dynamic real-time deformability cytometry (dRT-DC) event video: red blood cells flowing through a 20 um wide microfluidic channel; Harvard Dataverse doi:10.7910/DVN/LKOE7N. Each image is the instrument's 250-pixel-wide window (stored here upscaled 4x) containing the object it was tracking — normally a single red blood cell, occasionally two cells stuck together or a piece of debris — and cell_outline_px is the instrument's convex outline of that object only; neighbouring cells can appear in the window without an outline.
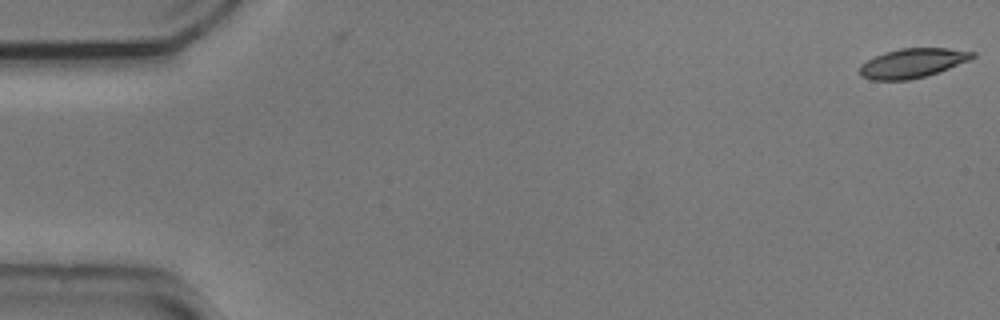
{"species": "common noctule bat (a hibernating species)", "species_latin": "Nyctalus noctula", "temperature_condition": "cold", "stored_images_in_passage": 2, "camera_frame_rate_fps": 3000, "um_per_image_px": 0.085, "animal": {"sex": "male", "body_mass_g": 20.5, "forearm_length_mm": 52.5}, "frame": {"image": 1, "passage_image": 1, "time_ms": 0.0, "image_size_px": [1000, 320], "cell_outline_px": [[976, 56], [972, 60], [924, 76], [908, 80], [872, 80], [860, 76], [860, 64], [884, 52], [900, 48], [948, 48], [976, 52]], "centroid_in_image_um": [77.58, 5.35], "position_along_channel_um": 7.4, "area_um2": 19.25}}